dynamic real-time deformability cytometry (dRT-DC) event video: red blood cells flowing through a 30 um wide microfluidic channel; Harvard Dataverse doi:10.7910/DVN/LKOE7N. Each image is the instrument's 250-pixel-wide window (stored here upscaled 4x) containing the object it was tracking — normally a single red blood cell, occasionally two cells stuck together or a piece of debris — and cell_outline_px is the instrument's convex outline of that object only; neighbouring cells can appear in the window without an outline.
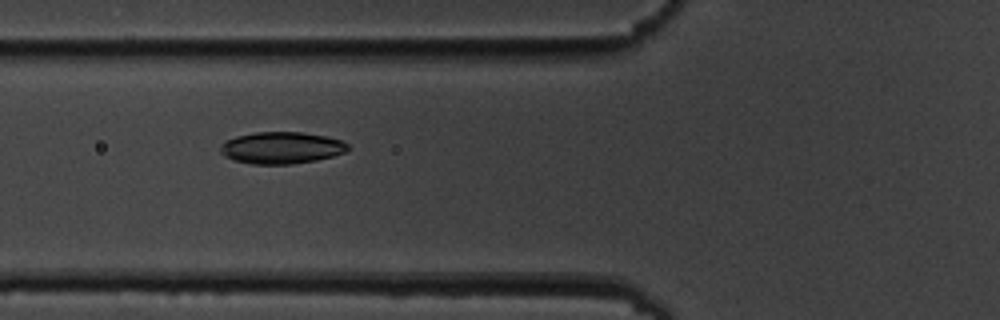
{"species": "common noctule bat (a hibernating species)", "species_latin": "Nyctalus noctula", "temperature_condition": "cold", "stored_images_in_passage": 3, "camera_frame_rate_fps": 3000, "um_per_image_px": 0.085, "animal": {"sex": "male", "body_mass_g": 19.5, "forearm_length_mm": 54.6}, "frame": {"image": 1, "passage_image": 2, "time_ms": 1.0, "image_size_px": [1000, 320], "cell_outline_px": [[348, 148], [344, 152], [332, 156], [316, 160], [292, 164], [252, 164], [232, 160], [224, 156], [220, 152], [220, 144], [236, 136], [256, 132], [304, 132], [328, 136], [340, 140], [348, 144]], "centroid_in_image_um": [23.9, 12.56], "position_along_channel_um": 101.9, "area_um2": 23.7}}
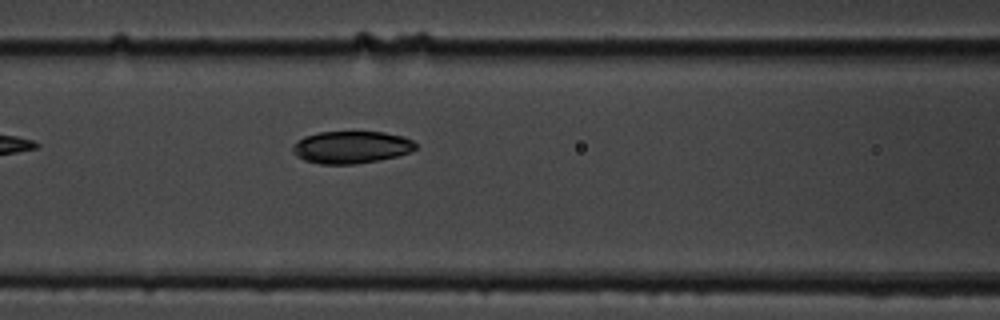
{"frame": {"image": 2, "passage_image": 3, "time_ms": 2.0, "image_size_px": [1000, 320], "cell_outline_px": [[416, 148], [412, 152], [380, 160], [356, 164], [320, 164], [304, 160], [296, 156], [292, 152], [292, 144], [304, 136], [320, 132], [384, 132], [404, 136], [412, 140], [416, 144]], "centroid_in_image_um": [29.85, 12.51], "position_along_channel_um": 136.7, "area_um2": 23.35}}